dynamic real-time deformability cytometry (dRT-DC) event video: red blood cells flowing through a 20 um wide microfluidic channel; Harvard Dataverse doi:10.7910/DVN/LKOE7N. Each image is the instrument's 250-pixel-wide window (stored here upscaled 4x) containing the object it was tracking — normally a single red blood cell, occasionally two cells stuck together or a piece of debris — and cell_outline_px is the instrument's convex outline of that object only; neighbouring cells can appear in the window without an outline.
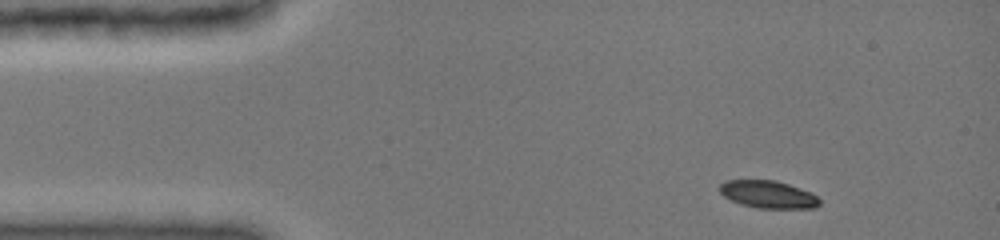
{"species": "common noctule bat (a hibernating species)", "species_latin": "Nyctalus noctula", "temperature_condition": "cold", "stored_images_in_passage": 67, "camera_frame_rate_fps": 3000, "um_per_image_px": 0.085, "animal": {"sex": "female", "body_mass_g": 19.0, "forearm_length_mm": 51.5}, "frame": {"image": 1, "passage_image": 1, "time_ms": 0.0, "image_size_px": [1000, 240], "cell_outline_px": [[820, 204], [816, 208], [756, 208], [740, 204], [724, 196], [720, 192], [720, 184], [724, 180], [776, 180], [812, 192], [820, 200]], "centroid_in_image_um": [65.3, 16.52], "position_along_channel_um": 19.7, "area_um2": 16.07}}
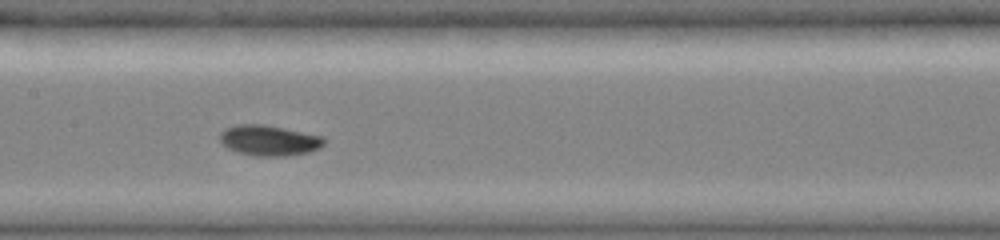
{"frame": {"image": 2, "passage_image": 25, "time_ms": 6.0, "image_size_px": [1000, 240], "cell_outline_px": [[328, 140], [320, 148], [308, 152], [288, 156], [252, 156], [236, 152], [228, 148], [220, 140], [220, 132], [224, 128], [236, 124], [264, 124], [324, 136]], "centroid_in_image_um": [22.89, 11.93], "position_along_channel_um": 184.5, "area_um2": 18.84}}
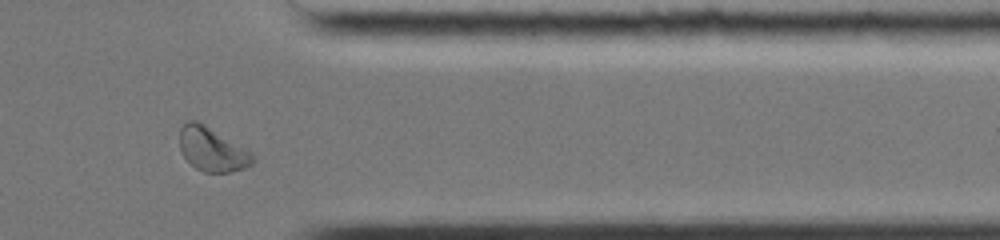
{"frame": {"image": 3, "passage_image": 57, "time_ms": 11.333, "image_size_px": [1000, 240], "cell_outline_px": [[256, 160], [252, 164], [244, 168], [228, 172], [204, 172], [196, 168], [184, 156], [180, 148], [180, 128], [188, 120], [196, 120], [204, 124], [252, 152]], "centroid_in_image_um": [18.04, 12.69], "position_along_channel_um": 393.4, "area_um2": 18.5}, "authors_computed_cell_mechanics": {"area_um2": 17.3978, "velocity_mm_per_s": 3.9553, "shape_relaxation_time_tau1_ms": 2.0428, "shape_relaxation_time_tau2_ms": null, "deformation_change_tau1": 0.126, "deformation_change_tau2": null}}